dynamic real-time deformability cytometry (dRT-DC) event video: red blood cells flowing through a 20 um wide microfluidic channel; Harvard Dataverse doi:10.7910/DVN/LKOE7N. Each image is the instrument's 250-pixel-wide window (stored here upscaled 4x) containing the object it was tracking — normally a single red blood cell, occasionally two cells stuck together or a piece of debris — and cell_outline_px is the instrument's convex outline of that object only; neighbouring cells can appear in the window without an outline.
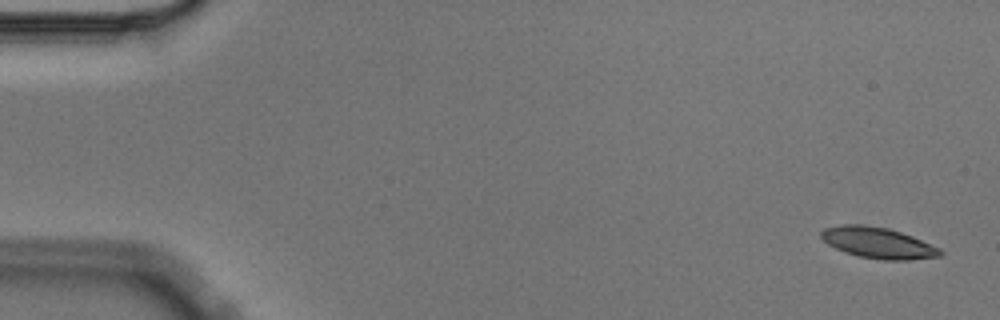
{"species": "Egyptian fruit bat (a non-hibernating species)", "species_latin": "Rousettus aegyptiacus", "temperature_condition": "cold", "stored_images_in_passage": 4, "camera_frame_rate_fps": 3000, "um_per_image_px": 0.085, "animal": {"sex": "male"}, "frame": {"image": 1, "passage_image": 1, "time_ms": 0.0, "image_size_px": [1000, 320], "cell_outline_px": [[944, 252], [940, 256], [908, 260], [884, 260], [860, 256], [844, 252], [828, 244], [820, 236], [820, 232], [824, 228], [840, 224], [860, 224], [888, 228], [912, 236], [940, 248]], "centroid_in_image_um": [74.62, 20.63], "position_along_channel_um": 10.4, "area_um2": 21.44}}
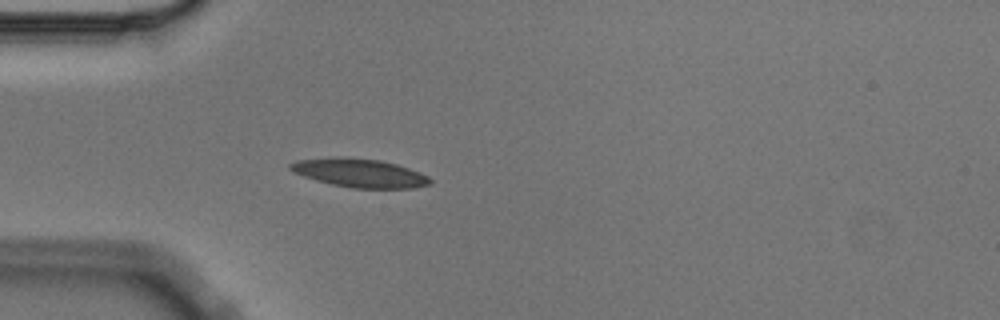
{"frame": {"image": 2, "passage_image": 4, "time_ms": 1.0, "image_size_px": [1000, 320], "cell_outline_px": [[432, 184], [416, 188], [352, 188], [332, 184], [316, 180], [292, 172], [288, 168], [288, 164], [296, 160], [380, 160], [396, 164], [420, 172], [428, 176], [432, 180]], "centroid_in_image_um": [30.66, 14.76], "position_along_channel_um": 54.3, "area_um2": 22.25}}